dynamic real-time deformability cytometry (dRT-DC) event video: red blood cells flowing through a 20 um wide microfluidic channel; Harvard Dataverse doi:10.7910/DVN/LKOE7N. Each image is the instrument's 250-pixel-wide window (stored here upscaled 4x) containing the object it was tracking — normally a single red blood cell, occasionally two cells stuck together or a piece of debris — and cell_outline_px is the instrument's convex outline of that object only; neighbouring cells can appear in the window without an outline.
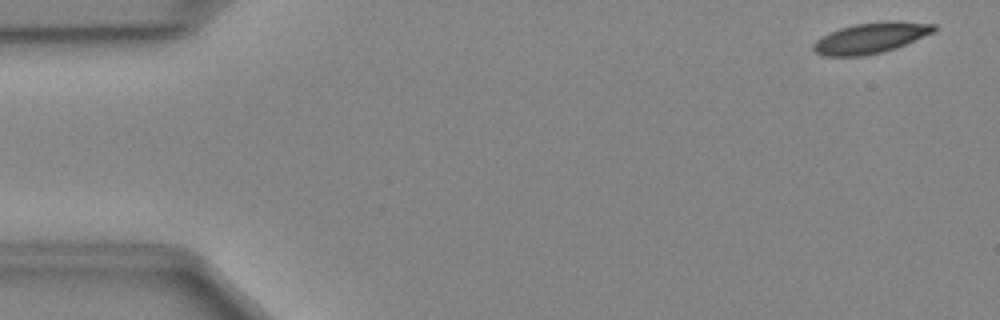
{"species": "Egyptian fruit bat (a non-hibernating species)", "species_latin": "Rousettus aegyptiacus", "temperature_condition": "cold", "stored_images_in_passage": 48, "camera_frame_rate_fps": 3000, "um_per_image_px": 0.085, "animal": {"sex": "female"}, "frame": {"image": 1, "passage_image": 2, "time_ms": 0.333, "image_size_px": [1000, 320], "cell_outline_px": [[936, 32], [896, 48], [884, 52], [864, 56], [820, 56], [812, 52], [812, 44], [820, 36], [828, 32], [840, 28], [856, 24], [884, 20], [896, 20], [936, 24]], "centroid_in_image_um": [74.0, 3.22], "position_along_channel_um": 11.0, "area_um2": 22.2}}
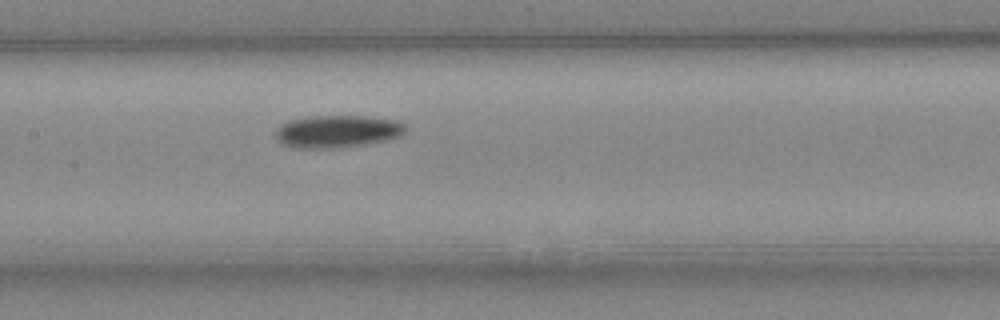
{"frame": {"image": 2, "passage_image": 23, "time_ms": 7.333, "image_size_px": [1000, 320], "cell_outline_px": [[404, 132], [400, 136], [388, 140], [364, 144], [332, 148], [296, 148], [284, 144], [276, 140], [272, 136], [276, 128], [280, 124], [288, 120], [308, 116], [372, 116], [396, 120], [404, 124]], "centroid_in_image_um": [28.61, 11.16], "position_along_channel_um": 178.8, "area_um2": 24.85}}
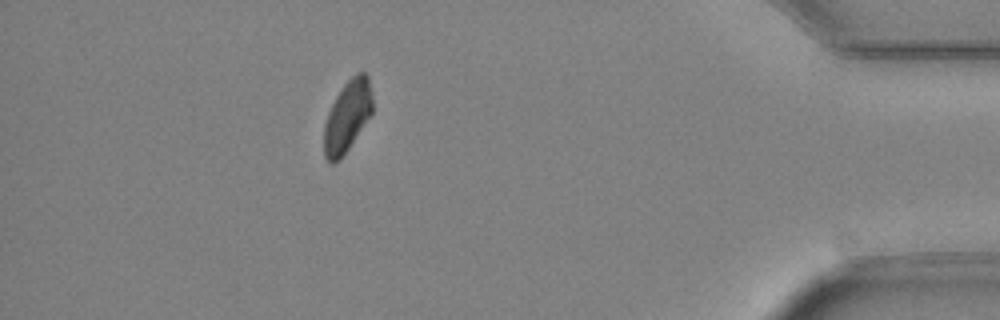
{"frame": {"image": 3, "passage_image": 43, "time_ms": 14.0, "image_size_px": [1000, 320], "cell_outline_px": [[372, 116], [340, 160], [332, 164], [328, 164], [324, 156], [324, 124], [328, 112], [336, 96], [344, 84], [356, 72], [364, 72], [368, 76], [372, 96]], "centroid_in_image_um": [29.53, 9.92], "position_along_channel_um": 405.7, "area_um2": 20.46}}